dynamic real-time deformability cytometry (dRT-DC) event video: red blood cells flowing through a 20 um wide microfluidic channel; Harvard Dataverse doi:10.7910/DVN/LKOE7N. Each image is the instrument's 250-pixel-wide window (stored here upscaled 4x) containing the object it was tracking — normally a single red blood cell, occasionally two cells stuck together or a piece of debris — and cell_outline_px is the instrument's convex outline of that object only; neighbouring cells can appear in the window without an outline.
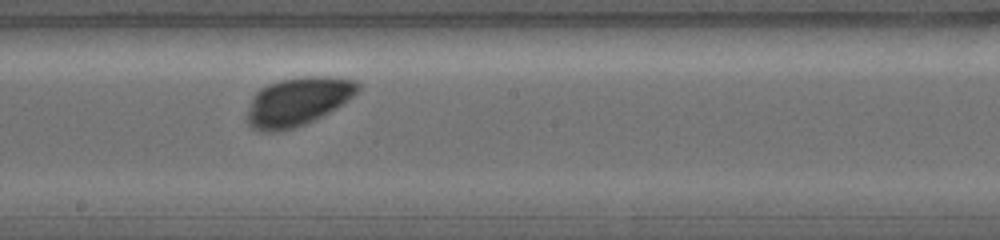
{"species": "common noctule bat (a hibernating species)", "species_latin": "Nyctalus noctula", "temperature_condition": "warm", "stored_images_in_passage": 12, "camera_frame_rate_fps": 5000, "um_per_image_px": 0.085, "animal": {"sex": "female", "body_mass_g": 19.0, "forearm_length_mm": 56.7}, "frame": {"image": 1, "passage_image": 6, "time_ms": 3.2, "image_size_px": [1000, 240], "cell_outline_px": [[360, 88], [344, 104], [320, 116], [300, 124], [288, 128], [256, 128], [248, 120], [248, 108], [252, 96], [260, 88], [268, 84], [280, 80], [304, 76], [328, 76], [356, 80], [360, 84]], "centroid_in_image_um": [25.38, 8.53], "position_along_channel_um": 222.8, "area_um2": 30.0}}
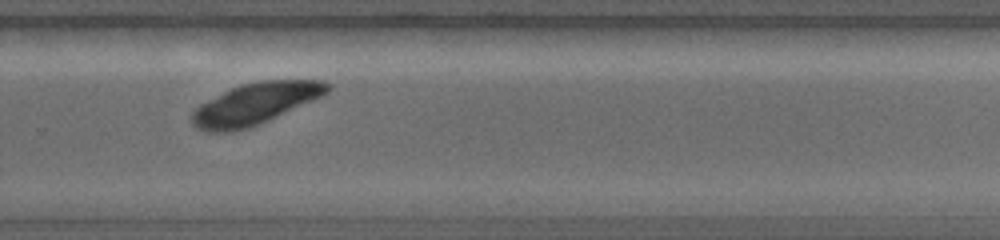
{"frame": {"image": 2, "passage_image": 9, "time_ms": 4.6, "image_size_px": [1000, 240], "cell_outline_px": [[332, 88], [324, 96], [264, 120], [240, 128], [200, 128], [192, 124], [192, 112], [200, 104], [240, 84], [260, 80], [320, 80], [332, 84]], "centroid_in_image_um": [21.81, 8.7], "position_along_channel_um": 308.0, "area_um2": 30.87}}